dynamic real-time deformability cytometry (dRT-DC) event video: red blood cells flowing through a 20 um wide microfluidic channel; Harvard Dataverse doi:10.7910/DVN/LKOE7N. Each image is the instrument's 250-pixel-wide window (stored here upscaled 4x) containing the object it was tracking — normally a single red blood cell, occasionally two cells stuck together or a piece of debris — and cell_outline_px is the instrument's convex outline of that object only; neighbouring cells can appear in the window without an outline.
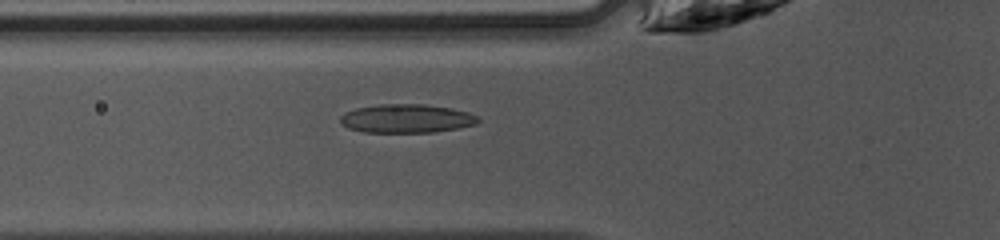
{"species": "common noctule bat (a hibernating species)", "species_latin": "Nyctalus noctula", "temperature_condition": "warm", "stored_images_in_passage": 33, "camera_frame_rate_fps": 3000, "um_per_image_px": 0.085, "animal": {"sex": "female", "body_mass_g": 10.0, "forearm_length_mm": 53.1}, "frame": {"image": 1, "passage_image": 3, "time_ms": 0.667, "image_size_px": [1000, 240], "cell_outline_px": [[480, 120], [476, 124], [436, 132], [364, 132], [348, 128], [340, 124], [340, 116], [344, 112], [356, 108], [380, 104], [424, 104], [452, 108], [468, 112], [476, 116]], "centroid_in_image_um": [34.52, 10.07], "position_along_channel_um": 91.3, "area_um2": 23.06}}
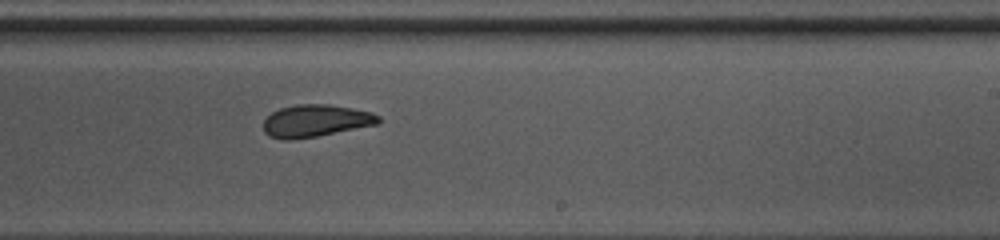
{"frame": {"image": 2, "passage_image": 15, "time_ms": 4.667, "image_size_px": [1000, 240], "cell_outline_px": [[380, 124], [316, 136], [292, 140], [284, 140], [268, 136], [264, 132], [264, 120], [272, 112], [280, 108], [296, 104], [328, 104], [352, 108], [372, 112], [380, 116]], "centroid_in_image_um": [26.84, 10.27], "position_along_channel_um": 262.2, "area_um2": 21.73}}
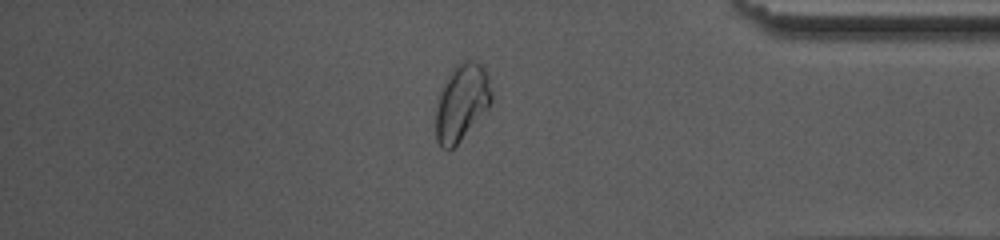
{"frame": {"image": 3, "passage_image": 26, "time_ms": 8.333, "image_size_px": [1000, 240], "cell_outline_px": [[492, 100], [488, 108], [460, 140], [452, 148], [440, 148], [436, 140], [436, 112], [440, 96], [444, 84], [452, 68], [456, 64], [464, 60], [472, 60], [480, 64], [488, 72], [492, 96]], "centroid_in_image_um": [39.26, 8.68], "position_along_channel_um": 395.9, "area_um2": 24.51}, "authors_computed_cell_mechanics": {"area_um2": 22.253, "velocity_mm_per_s": 4.2471, "shape_relaxation_time_tau1_ms": 5.5556, "shape_relaxation_time_tau2_ms": 2.6567, "deformation_change_tau1": 0.156, "deformation_change_tau2": 0.0901}}